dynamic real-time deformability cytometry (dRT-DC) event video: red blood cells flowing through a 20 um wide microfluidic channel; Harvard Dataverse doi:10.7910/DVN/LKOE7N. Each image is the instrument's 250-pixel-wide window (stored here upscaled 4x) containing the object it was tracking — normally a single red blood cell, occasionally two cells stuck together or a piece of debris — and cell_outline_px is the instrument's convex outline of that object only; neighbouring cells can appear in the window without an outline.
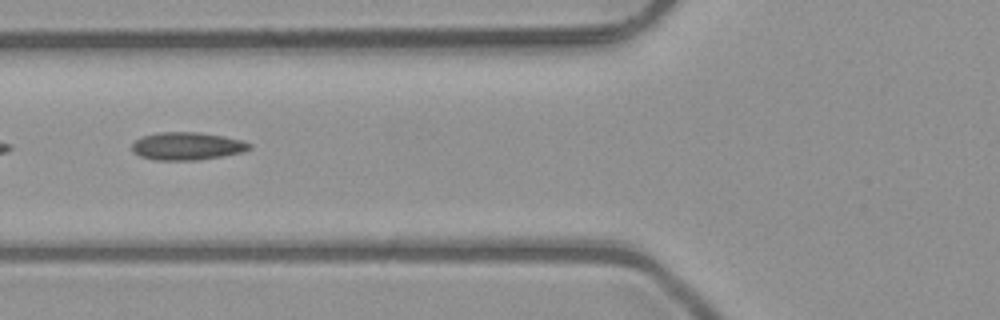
{"species": "common noctule bat (a hibernating species)", "species_latin": "Nyctalus noctula", "temperature_condition": "room temperature", "stored_images_in_passage": 7, "camera_frame_rate_fps": 3000, "um_per_image_px": 0.085, "animal": {"sex": "male", "body_mass_g": 23.1, "forearm_length_mm": 52.7}, "frame": {"image": 1, "passage_image": 7, "time_ms": 2.0, "image_size_px": [1000, 320], "cell_outline_px": [[252, 148], [244, 152], [224, 156], [196, 160], [156, 160], [140, 156], [132, 152], [132, 144], [136, 140], [144, 136], [160, 132], [196, 132], [224, 136], [240, 140], [252, 144]], "centroid_in_image_um": [15.92, 12.42], "position_along_channel_um": 109.9, "area_um2": 19.02}}